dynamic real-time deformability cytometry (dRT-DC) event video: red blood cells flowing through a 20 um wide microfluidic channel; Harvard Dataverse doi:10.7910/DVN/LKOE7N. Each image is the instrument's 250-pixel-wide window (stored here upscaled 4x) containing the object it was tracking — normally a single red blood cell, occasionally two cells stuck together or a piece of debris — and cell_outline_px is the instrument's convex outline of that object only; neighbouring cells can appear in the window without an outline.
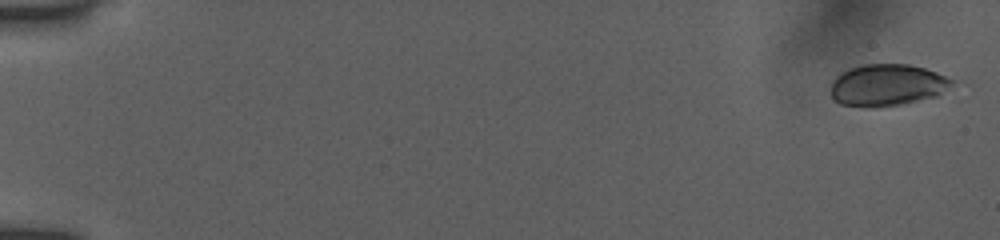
{"species": "human", "species_latin": "Homo sapiens", "temperature_condition": "room temperature", "stored_images_in_passage": 47, "camera_frame_rate_fps": 3000, "um_per_image_px": 0.085, "donor": {"sex": "female"}, "frame": {"image": 1, "passage_image": 1, "time_ms": 0.0, "image_size_px": [1000, 240], "cell_outline_px": [[956, 80], [940, 96], [900, 104], [876, 108], [864, 108], [840, 104], [832, 96], [832, 80], [840, 72], [864, 64], [908, 64], [924, 68], [936, 72]], "centroid_in_image_um": [75.43, 7.24], "position_along_channel_um": 9.6, "area_um2": 29.77}}
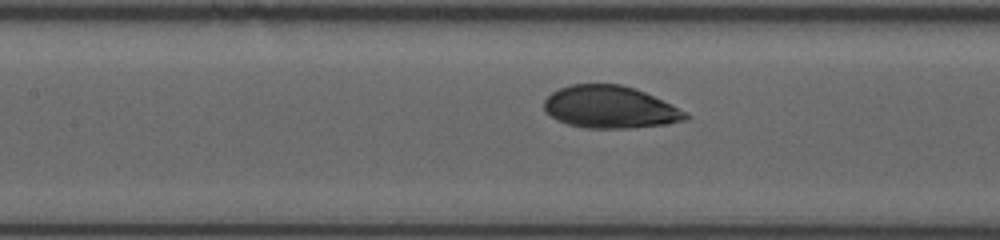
{"frame": {"image": 2, "passage_image": 26, "time_ms": 8.333, "image_size_px": [1000, 240], "cell_outline_px": [[692, 116], [688, 120], [668, 124], [632, 128], [584, 128], [568, 124], [556, 120], [544, 112], [544, 100], [552, 92], [560, 88], [572, 84], [620, 84], [636, 88], [688, 112]], "centroid_in_image_um": [51.88, 9.12], "position_along_channel_um": 155.5, "area_um2": 35.26}}
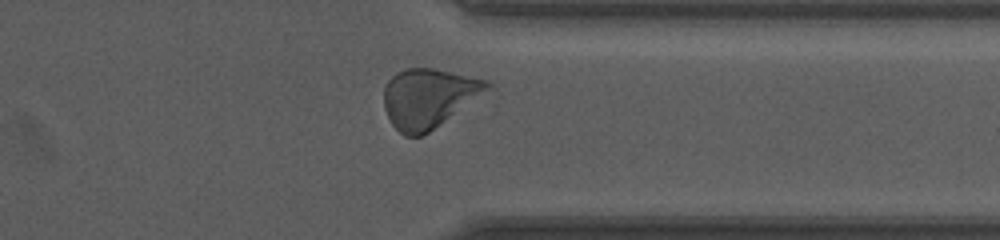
{"frame": {"image": 3, "passage_image": 43, "time_ms": 14.0, "image_size_px": [1000, 240], "cell_outline_px": [[496, 88], [428, 132], [420, 136], [404, 136], [392, 124], [384, 108], [384, 88], [388, 80], [396, 72], [404, 68], [432, 68], [488, 80]], "centroid_in_image_um": [36.49, 8.32], "position_along_channel_um": 374.9, "area_um2": 36.07}, "authors_computed_cell_mechanics": {"area_um2": 35.1424, "velocity_mm_per_s": 3.891, "shape_relaxation_time_tau1_ms": 4.0806, "shape_relaxation_time_tau2_ms": null, "deformation_change_tau1": 0.1789, "deformation_change_tau2": null}}